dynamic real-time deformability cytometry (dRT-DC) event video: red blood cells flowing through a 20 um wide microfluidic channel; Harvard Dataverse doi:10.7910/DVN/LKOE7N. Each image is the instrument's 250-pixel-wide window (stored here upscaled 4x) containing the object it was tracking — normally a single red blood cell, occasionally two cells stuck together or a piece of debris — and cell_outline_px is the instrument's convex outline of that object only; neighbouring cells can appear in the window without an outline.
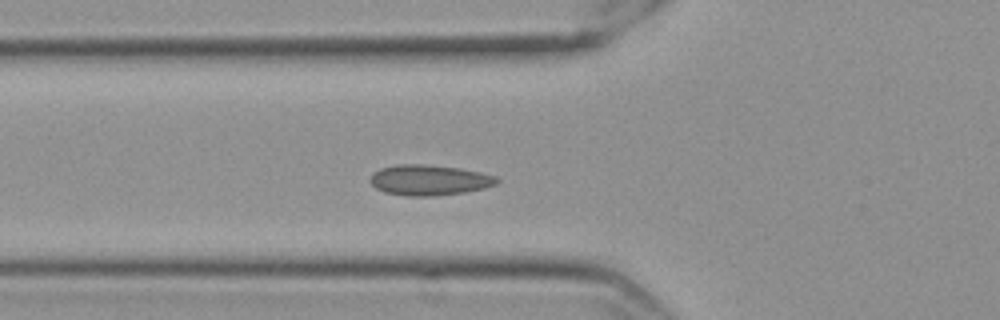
{"species": "Egyptian fruit bat (a non-hibernating species)", "species_latin": "Rousettus aegyptiacus", "temperature_condition": "cold", "stored_images_in_passage": 26, "camera_frame_rate_fps": 3000, "um_per_image_px": 0.085, "frame": {"image": 1, "passage_image": 2, "time_ms": 0.333, "image_size_px": [1000, 320], "cell_outline_px": [[500, 180], [496, 184], [484, 188], [464, 192], [432, 196], [404, 196], [384, 192], [376, 188], [368, 180], [372, 172], [380, 168], [396, 164], [424, 164], [460, 168], [480, 172], [496, 176]], "centroid_in_image_um": [36.44, 15.3], "position_along_channel_um": 89.4, "area_um2": 22.72}}
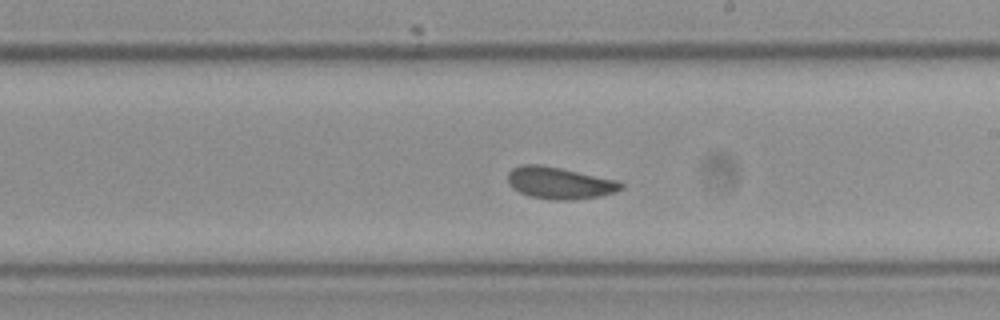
{"frame": {"image": 2, "passage_image": 15, "time_ms": 4.667, "image_size_px": [1000, 320], "cell_outline_px": [[624, 188], [616, 192], [600, 196], [568, 200], [552, 200], [532, 196], [520, 192], [512, 188], [508, 184], [508, 172], [512, 168], [524, 164], [540, 164], [560, 168], [616, 180], [624, 184]], "centroid_in_image_um": [47.55, 15.55], "position_along_channel_um": 241.4, "area_um2": 20.92}}
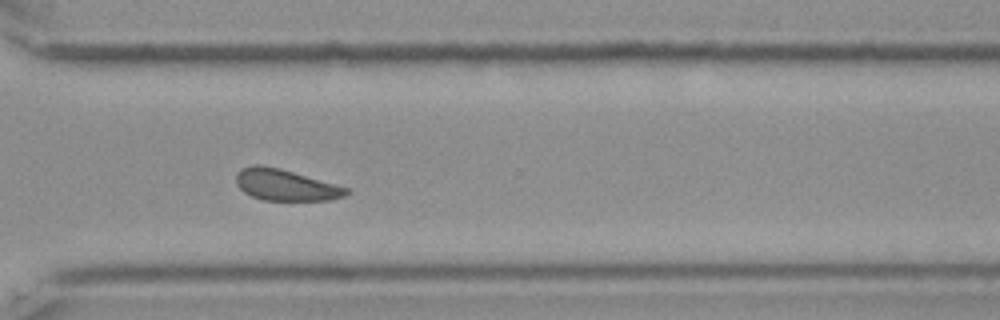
{"frame": {"image": 3, "passage_image": 24, "time_ms": 7.667, "image_size_px": [1000, 320], "cell_outline_px": [[352, 192], [344, 196], [332, 200], [264, 200], [252, 196], [244, 192], [236, 184], [236, 172], [240, 168], [252, 164], [260, 164], [280, 168], [336, 184], [348, 188]], "centroid_in_image_um": [24.26, 15.71], "position_along_channel_um": 346.3, "area_um2": 20.29}}